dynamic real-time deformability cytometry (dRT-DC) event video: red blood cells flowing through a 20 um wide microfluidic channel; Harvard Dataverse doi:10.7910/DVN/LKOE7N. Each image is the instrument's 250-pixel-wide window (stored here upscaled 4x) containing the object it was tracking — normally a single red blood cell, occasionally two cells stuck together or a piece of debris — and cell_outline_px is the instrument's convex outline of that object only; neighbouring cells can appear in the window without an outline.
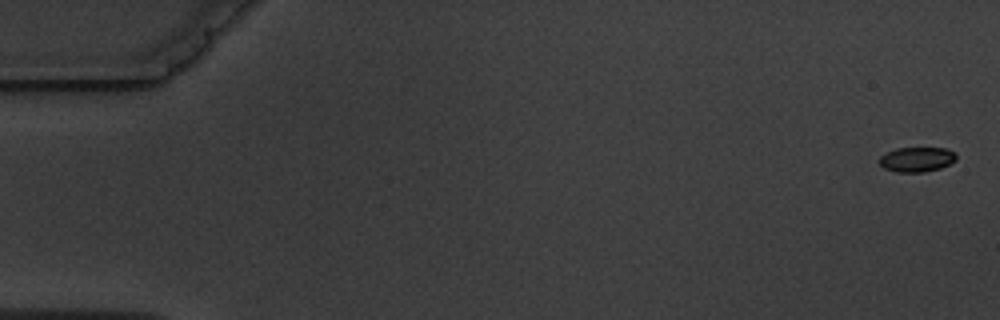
{"species": "common noctule bat (a hibernating species)", "species_latin": "Nyctalus noctula", "temperature_condition": "warm", "stored_images_in_passage": 8, "camera_frame_rate_fps": 3000, "um_per_image_px": 0.085, "animal": {"sex": "male", "body_mass_g": 19.5, "forearm_length_mm": 54.6}, "frame": {"image": 1, "passage_image": 1, "time_ms": 0.0, "image_size_px": [1000, 320], "cell_outline_px": [[956, 160], [940, 168], [924, 172], [896, 172], [884, 168], [880, 164], [880, 156], [896, 148], [944, 148], [956, 152]], "centroid_in_image_um": [77.94, 13.55], "position_along_channel_um": 7.1, "area_um2": 11.04}}
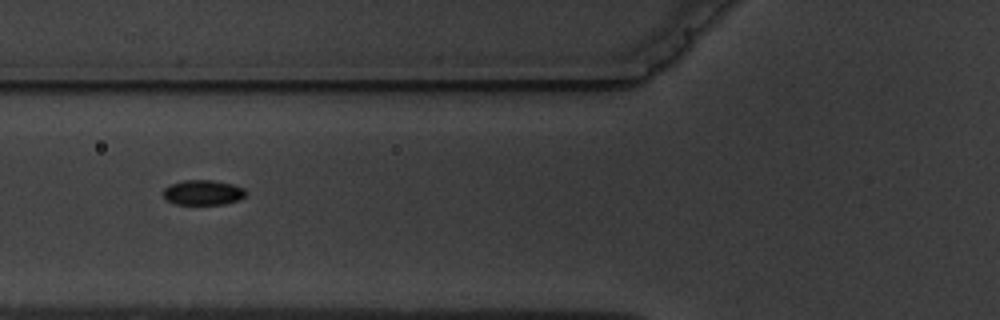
{"frame": {"image": 2, "passage_image": 6, "time_ms": 7.0, "image_size_px": [1000, 320], "cell_outline_px": [[244, 196], [240, 200], [224, 204], [176, 204], [164, 200], [164, 188], [168, 184], [184, 180], [212, 180], [232, 184], [244, 188]], "centroid_in_image_um": [17.21, 16.36], "position_along_channel_um": 108.6, "area_um2": 12.08}}
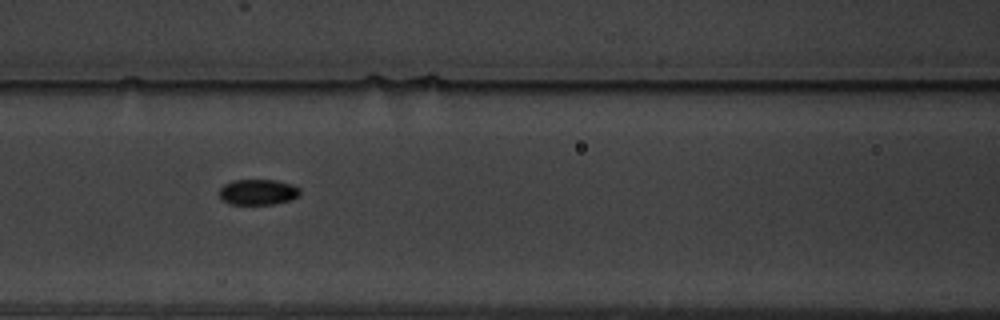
{"frame": {"image": 3, "passage_image": 7, "time_ms": 8.0, "image_size_px": [1000, 320], "cell_outline_px": [[300, 196], [292, 200], [272, 204], [232, 204], [224, 200], [220, 196], [220, 188], [224, 184], [232, 180], [276, 180], [292, 184], [300, 188]], "centroid_in_image_um": [21.97, 16.32], "position_along_channel_um": 144.6, "area_um2": 12.08}}